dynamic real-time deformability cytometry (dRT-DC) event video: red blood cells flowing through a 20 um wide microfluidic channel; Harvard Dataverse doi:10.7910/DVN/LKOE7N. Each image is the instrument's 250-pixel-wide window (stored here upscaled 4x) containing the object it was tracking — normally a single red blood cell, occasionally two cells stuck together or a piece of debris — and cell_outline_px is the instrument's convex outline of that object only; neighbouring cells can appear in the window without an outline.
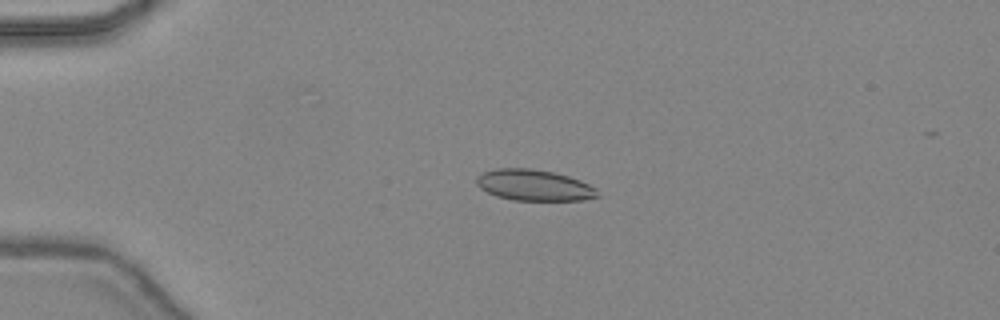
{"species": "common noctule bat (a hibernating species)", "species_latin": "Nyctalus noctula", "temperature_condition": "warm", "stored_images_in_passage": 47, "camera_frame_rate_fps": 3000, "um_per_image_px": 0.085, "animal": {"sex": "female", "body_mass_g": 24.6, "forearm_length_mm": 56.2}, "frame": {"image": 1, "passage_image": 12, "time_ms": 3.667, "image_size_px": [1000, 320], "cell_outline_px": [[600, 196], [584, 200], [512, 200], [496, 196], [480, 188], [476, 184], [476, 176], [484, 172], [496, 168], [532, 168], [552, 172], [568, 176], [580, 180], [596, 188]], "centroid_in_image_um": [45.39, 15.74], "position_along_channel_um": 39.6, "area_um2": 21.96}}
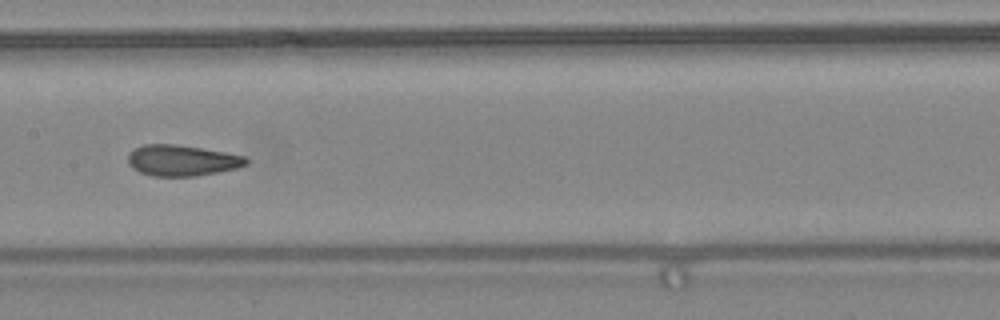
{"frame": {"image": 2, "passage_image": 25, "time_ms": 8.0, "image_size_px": [1000, 320], "cell_outline_px": [[248, 164], [236, 168], [196, 176], [152, 176], [140, 172], [132, 168], [128, 164], [128, 156], [136, 148], [144, 144], [176, 144], [224, 152], [244, 156], [248, 160]], "centroid_in_image_um": [15.45, 13.64], "position_along_channel_um": 191.9, "area_um2": 21.1}}
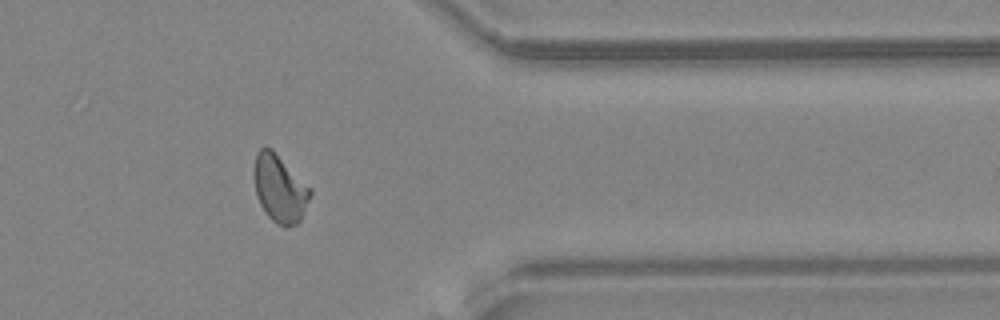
{"frame": {"image": 3, "passage_image": 39, "time_ms": 12.667, "image_size_px": [1000, 320], "cell_outline_px": [[312, 192], [304, 212], [300, 220], [296, 224], [284, 228], [276, 224], [268, 216], [260, 204], [256, 196], [252, 172], [252, 168], [256, 152], [260, 148], [272, 148], [312, 188]], "centroid_in_image_um": [23.76, 16.01], "position_along_channel_um": 387.6, "area_um2": 22.6}, "authors_computed_cell_mechanics": {"area_um2": 21.5594, "velocity_mm_per_s": 4.467, "shape_relaxation_time_tau1_ms": null, "shape_relaxation_time_tau2_ms": 1.3899, "deformation_change_tau1": null, "deformation_change_tau2": 0.0625}}